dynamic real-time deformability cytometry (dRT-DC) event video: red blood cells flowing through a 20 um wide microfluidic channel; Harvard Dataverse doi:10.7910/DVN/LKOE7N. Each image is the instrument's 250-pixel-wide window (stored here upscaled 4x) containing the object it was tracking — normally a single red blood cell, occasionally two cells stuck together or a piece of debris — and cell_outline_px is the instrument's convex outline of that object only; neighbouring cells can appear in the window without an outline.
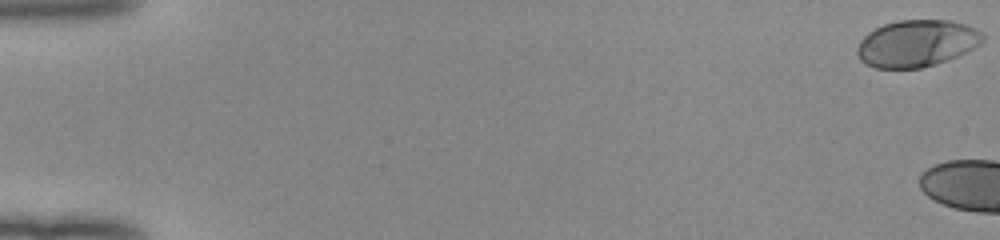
{"species": "human", "species_latin": "Homo sapiens", "temperature_condition": "room temperature", "stored_images_in_passage": 6, "camera_frame_rate_fps": 3000, "um_per_image_px": 0.085, "donor": {"sex": "female"}, "frame": {"image": 1, "passage_image": 1, "time_ms": 0.0, "image_size_px": [1000, 240], "cell_outline_px": [[984, 40], [980, 44], [956, 56], [936, 64], [920, 68], [876, 68], [864, 64], [860, 60], [856, 52], [856, 48], [860, 40], [868, 32], [884, 24], [896, 20], [948, 20], [964, 24], [976, 28], [984, 32]], "centroid_in_image_um": [77.9, 3.68], "position_along_channel_um": 7.1, "area_um2": 34.39}}